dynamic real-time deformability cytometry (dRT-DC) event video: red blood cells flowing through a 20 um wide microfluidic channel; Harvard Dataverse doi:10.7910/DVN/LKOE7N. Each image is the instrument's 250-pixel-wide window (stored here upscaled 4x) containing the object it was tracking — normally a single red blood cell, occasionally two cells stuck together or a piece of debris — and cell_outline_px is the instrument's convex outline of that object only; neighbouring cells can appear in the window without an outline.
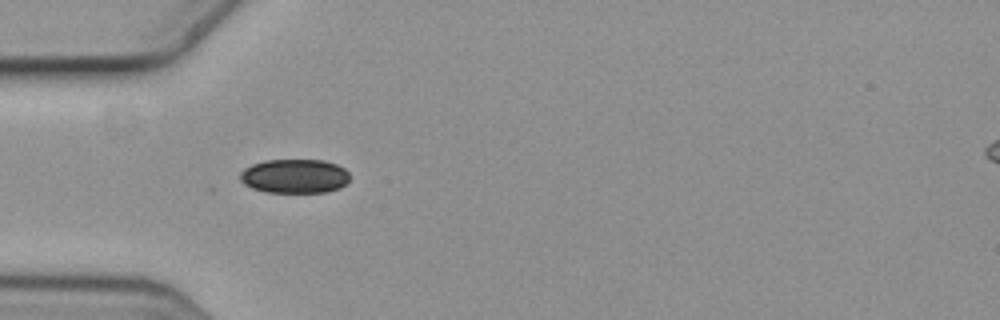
{"species": "common noctule bat (a hibernating species)", "species_latin": "Nyctalus noctula", "temperature_condition": "cold", "stored_images_in_passage": 4, "camera_frame_rate_fps": 3000, "um_per_image_px": 0.085, "animal": {"sex": "female", "body_mass_g": 19.3, "forearm_length_mm": 54.1}, "frame": {"image": 1, "passage_image": 3, "time_ms": 0.667, "image_size_px": [1000, 320], "cell_outline_px": [[348, 180], [340, 188], [324, 192], [268, 192], [252, 188], [244, 184], [240, 180], [240, 172], [244, 168], [252, 164], [264, 160], [324, 160], [336, 164], [344, 168], [348, 172]], "centroid_in_image_um": [25.02, 14.96], "position_along_channel_um": 60.0, "area_um2": 21.79}}